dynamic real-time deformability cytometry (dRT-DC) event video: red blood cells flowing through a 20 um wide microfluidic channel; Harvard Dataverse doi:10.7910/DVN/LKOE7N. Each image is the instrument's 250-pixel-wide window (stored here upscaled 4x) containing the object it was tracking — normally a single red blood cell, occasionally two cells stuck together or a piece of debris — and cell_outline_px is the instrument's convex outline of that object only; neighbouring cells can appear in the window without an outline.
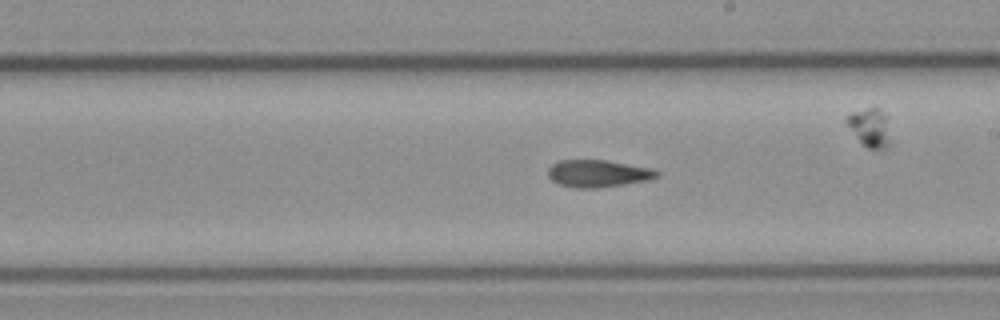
{"species": "common noctule bat (a hibernating species)", "species_latin": "Nyctalus noctula", "temperature_condition": "cold", "stored_images_in_passage": 27, "camera_frame_rate_fps": 3000, "um_per_image_px": 0.085, "animal": {"sex": "female", "body_mass_g": 21.9}, "frame": {"image": 1, "passage_image": 16, "time_ms": 5.0, "image_size_px": [1000, 320], "cell_outline_px": [[660, 176], [648, 180], [600, 188], [576, 188], [560, 184], [552, 180], [548, 176], [548, 168], [552, 164], [560, 160], [604, 160], [652, 168], [660, 172]], "centroid_in_image_um": [50.84, 14.75], "position_along_channel_um": 238.2, "area_um2": 17.28}}
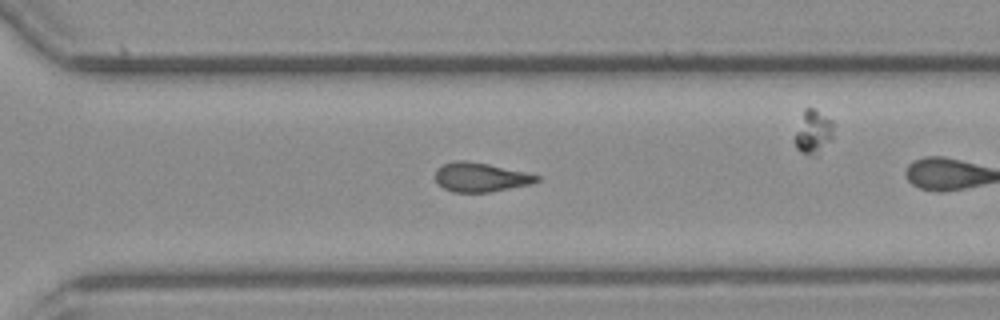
{"frame": {"image": 2, "passage_image": 23, "time_ms": 7.333, "image_size_px": [1000, 320], "cell_outline_px": [[540, 180], [532, 184], [488, 192], [452, 192], [436, 184], [436, 168], [444, 164], [456, 160], [464, 160], [488, 164], [540, 176]], "centroid_in_image_um": [40.81, 15.07], "position_along_channel_um": 329.8, "area_um2": 17.11}}